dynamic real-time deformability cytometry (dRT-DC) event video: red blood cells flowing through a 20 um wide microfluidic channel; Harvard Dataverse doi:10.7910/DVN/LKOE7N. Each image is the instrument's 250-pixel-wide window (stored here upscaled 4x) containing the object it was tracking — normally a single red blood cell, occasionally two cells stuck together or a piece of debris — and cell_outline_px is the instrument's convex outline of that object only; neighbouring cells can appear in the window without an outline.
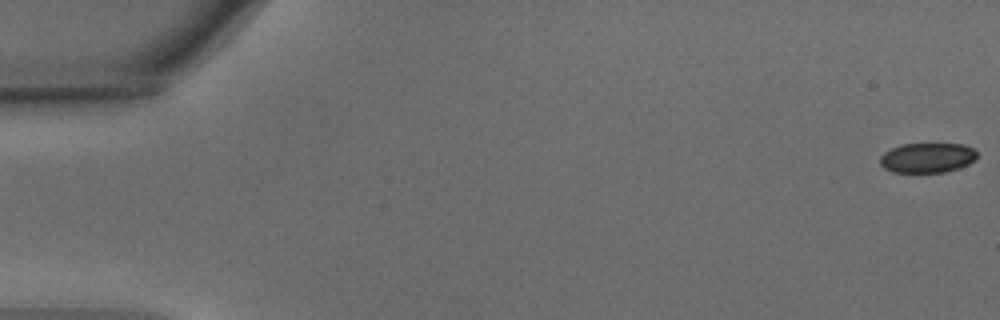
{"species": "common noctule bat (a hibernating species)", "species_latin": "Nyctalus noctula", "temperature_condition": "warm", "stored_images_in_passage": 14, "camera_frame_rate_fps": 3000, "um_per_image_px": 0.085, "animal": {"sex": "male", "body_mass_g": 15.6}, "frame": {"image": 1, "passage_image": 1, "time_ms": 0.0, "image_size_px": [1000, 320], "cell_outline_px": [[976, 160], [960, 168], [944, 172], [892, 172], [884, 168], [880, 164], [880, 156], [884, 152], [900, 144], [964, 144], [972, 148], [976, 152]], "centroid_in_image_um": [78.81, 13.41], "position_along_channel_um": 6.2, "area_um2": 16.94}}